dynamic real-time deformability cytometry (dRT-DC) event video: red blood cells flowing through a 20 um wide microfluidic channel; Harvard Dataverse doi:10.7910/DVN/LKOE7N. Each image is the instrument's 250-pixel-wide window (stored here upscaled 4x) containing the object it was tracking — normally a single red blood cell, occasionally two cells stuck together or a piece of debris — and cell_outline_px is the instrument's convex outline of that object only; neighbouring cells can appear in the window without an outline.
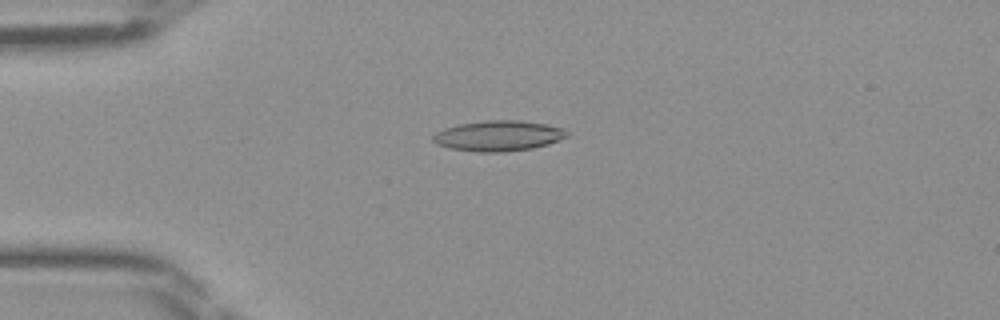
{"species": "Egyptian fruit bat (a non-hibernating species)", "species_latin": "Rousettus aegyptiacus", "temperature_condition": "room temperature", "stored_images_in_passage": 47, "camera_frame_rate_fps": 3000, "um_per_image_px": 0.085, "frame": {"image": 1, "passage_image": 12, "time_ms": 3.667, "image_size_px": [1000, 320], "cell_outline_px": [[568, 136], [560, 140], [548, 144], [532, 148], [504, 152], [476, 152], [448, 148], [436, 144], [432, 140], [432, 136], [436, 132], [444, 128], [460, 124], [488, 120], [520, 120], [544, 124], [564, 128], [568, 132]], "centroid_in_image_um": [42.35, 11.55], "position_along_channel_um": 42.6, "area_um2": 23.87}}
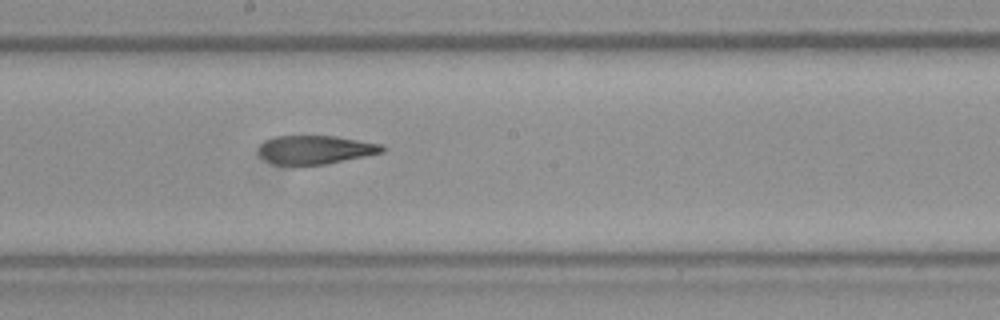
{"frame": {"image": 2, "passage_image": 26, "time_ms": 8.333, "image_size_px": [1000, 320], "cell_outline_px": [[384, 152], [324, 164], [300, 168], [272, 164], [260, 156], [260, 144], [276, 136], [336, 136], [380, 144], [384, 148]], "centroid_in_image_um": [26.75, 12.77], "position_along_channel_um": 221.5, "area_um2": 20.87}}
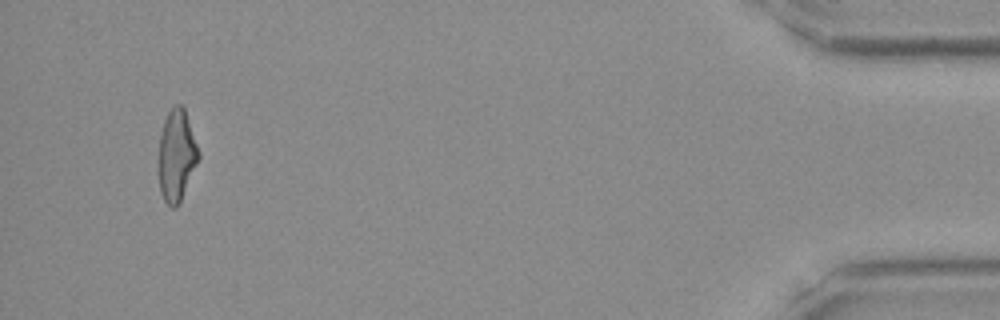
{"frame": {"image": 3, "passage_image": 45, "time_ms": 14.667, "image_size_px": [1000, 320], "cell_outline_px": [[200, 156], [180, 204], [176, 208], [172, 208], [164, 200], [160, 192], [160, 136], [164, 120], [172, 104], [180, 104], [184, 108], [200, 152]], "centroid_in_image_um": [15.03, 13.22], "position_along_channel_um": 420.2, "area_um2": 21.15}}